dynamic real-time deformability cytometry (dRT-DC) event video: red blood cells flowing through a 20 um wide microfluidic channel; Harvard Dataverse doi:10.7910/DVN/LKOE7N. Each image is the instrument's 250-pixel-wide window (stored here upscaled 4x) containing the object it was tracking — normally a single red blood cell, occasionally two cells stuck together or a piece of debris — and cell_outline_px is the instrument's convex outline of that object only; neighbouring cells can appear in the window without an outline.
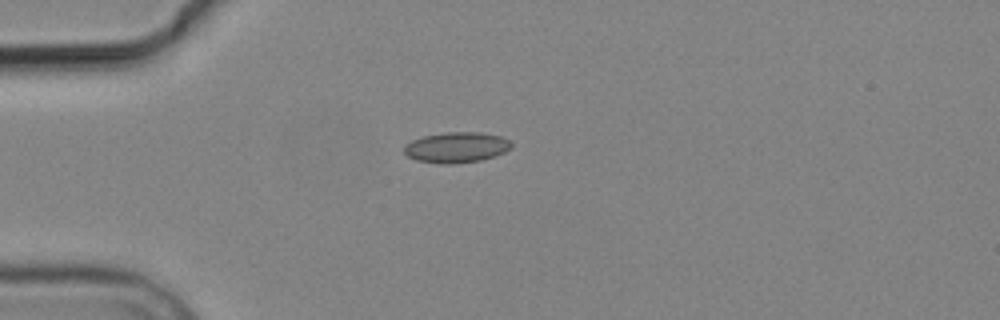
{"species": "common noctule bat (a hibernating species)", "species_latin": "Nyctalus noctula", "temperature_condition": "cold", "stored_images_in_passage": 11, "camera_frame_rate_fps": 3000, "um_per_image_px": 0.085, "animal": {"sex": "male", "body_mass_g": 19.2, "forearm_length_mm": 51.8}, "frame": {"image": 1, "passage_image": 2, "time_ms": 2.667, "image_size_px": [1000, 320], "cell_outline_px": [[512, 148], [496, 156], [480, 160], [452, 164], [440, 164], [416, 160], [408, 156], [404, 152], [404, 148], [412, 140], [424, 136], [448, 132], [480, 132], [500, 136], [508, 140], [512, 144]], "centroid_in_image_um": [38.82, 12.53], "position_along_channel_um": 46.2, "area_um2": 19.02}}
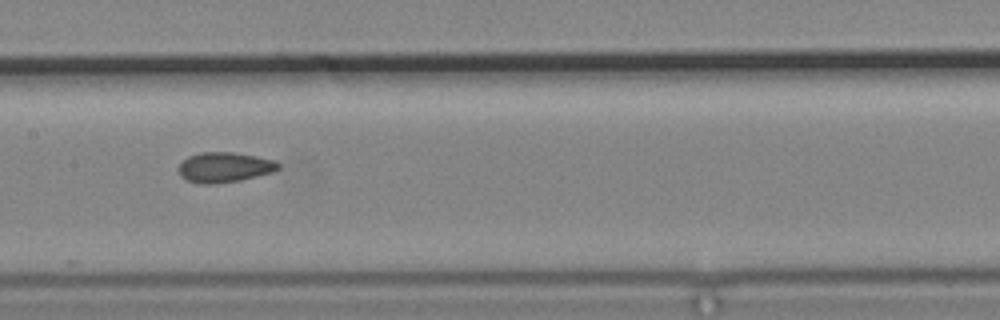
{"frame": {"image": 2, "passage_image": 6, "time_ms": 7.0, "image_size_px": [1000, 320], "cell_outline_px": [[280, 168], [272, 172], [240, 180], [216, 184], [200, 184], [188, 180], [180, 176], [176, 168], [188, 156], [200, 152], [232, 152], [256, 156], [276, 160], [280, 164]], "centroid_in_image_um": [19.06, 14.22], "position_along_channel_um": 188.3, "area_um2": 17.63}}
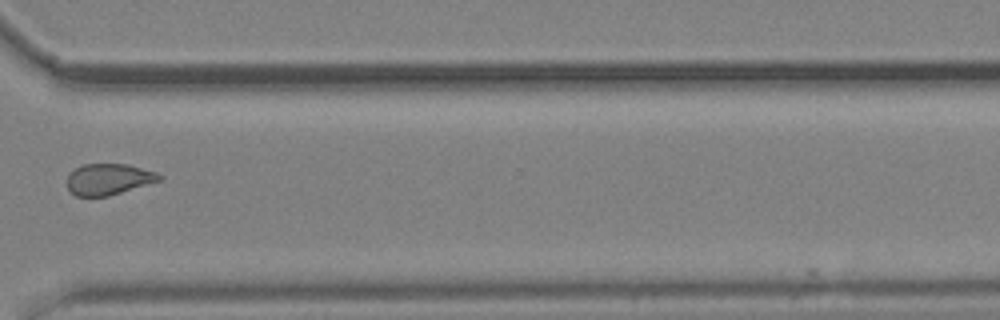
{"frame": {"image": 3, "passage_image": 10, "time_ms": 11.667, "image_size_px": [1000, 320], "cell_outline_px": [[164, 176], [160, 180], [108, 196], [76, 196], [68, 188], [68, 176], [76, 168], [84, 164], [128, 164], [156, 172]], "centroid_in_image_um": [9.25, 15.22], "position_along_channel_um": 361.4, "area_um2": 16.47}}